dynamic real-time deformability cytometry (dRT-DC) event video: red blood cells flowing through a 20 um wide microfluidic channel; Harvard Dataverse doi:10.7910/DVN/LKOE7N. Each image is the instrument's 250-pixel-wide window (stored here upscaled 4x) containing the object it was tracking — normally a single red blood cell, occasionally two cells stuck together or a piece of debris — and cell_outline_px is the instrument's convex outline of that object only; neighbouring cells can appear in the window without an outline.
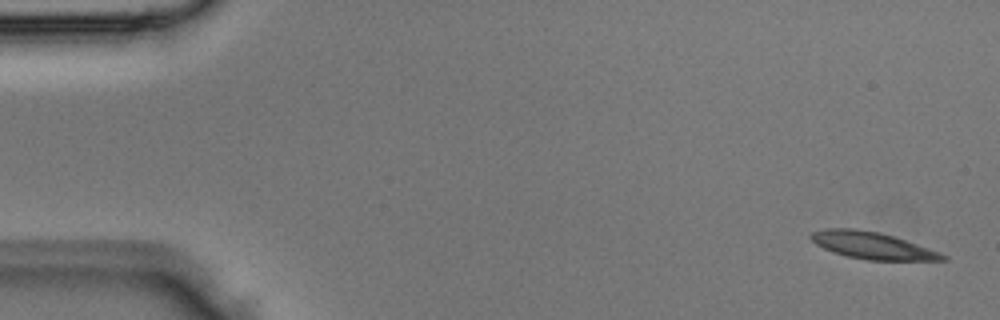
{"species": "Egyptian fruit bat (a non-hibernating species)", "species_latin": "Rousettus aegyptiacus", "temperature_condition": "room temperature", "stored_images_in_passage": 4, "camera_frame_rate_fps": 3000, "um_per_image_px": 0.085, "animal": {"sex": "male"}, "frame": {"image": 1, "passage_image": 1, "time_ms": 0.0, "image_size_px": [1000, 320], "cell_outline_px": [[948, 260], [868, 260], [848, 256], [824, 248], [816, 244], [808, 236], [812, 232], [824, 228], [856, 228], [880, 232], [940, 252], [948, 256]], "centroid_in_image_um": [74.13, 20.85], "position_along_channel_um": 10.9, "area_um2": 20.46}}